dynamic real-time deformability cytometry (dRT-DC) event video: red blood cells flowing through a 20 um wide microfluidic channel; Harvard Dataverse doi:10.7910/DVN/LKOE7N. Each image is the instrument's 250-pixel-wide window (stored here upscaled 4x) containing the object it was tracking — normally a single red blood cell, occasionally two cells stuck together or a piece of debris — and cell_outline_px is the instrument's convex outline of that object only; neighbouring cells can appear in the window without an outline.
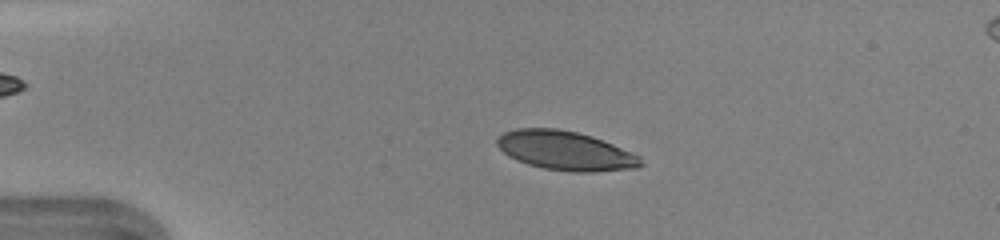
{"species": "human", "species_latin": "Homo sapiens", "temperature_condition": "warm", "stored_images_in_passage": 46, "camera_frame_rate_fps": 3000, "um_per_image_px": 0.085, "donor": {"sex": "female"}, "frame": {"image": 1, "passage_image": 10, "time_ms": 3.0, "image_size_px": [1000, 240], "cell_outline_px": [[644, 164], [636, 168], [592, 172], [572, 172], [544, 168], [528, 164], [516, 160], [508, 156], [496, 144], [496, 136], [504, 132], [516, 128], [556, 128], [576, 132], [592, 136], [612, 144], [640, 156]], "centroid_in_image_um": [48.03, 12.81], "position_along_channel_um": 37.0, "area_um2": 32.77}}
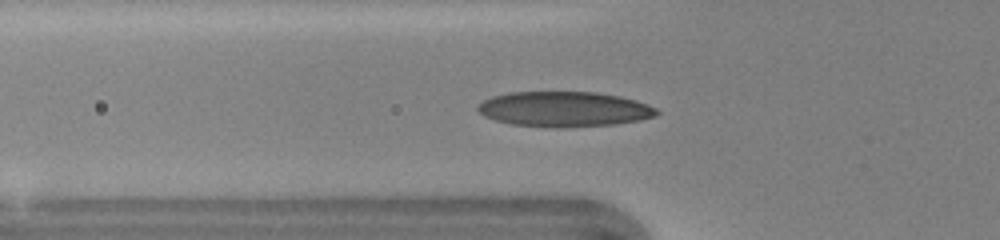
{"frame": {"image": 2, "passage_image": 16, "time_ms": 5.0, "image_size_px": [1000, 240], "cell_outline_px": [[660, 112], [656, 116], [640, 120], [612, 124], [564, 128], [556, 128], [512, 124], [496, 120], [484, 116], [476, 108], [484, 100], [492, 96], [508, 92], [596, 92], [620, 96], [636, 100], [648, 104], [656, 108]], "centroid_in_image_um": [47.98, 9.28], "position_along_channel_um": 77.8, "area_um2": 36.76}}
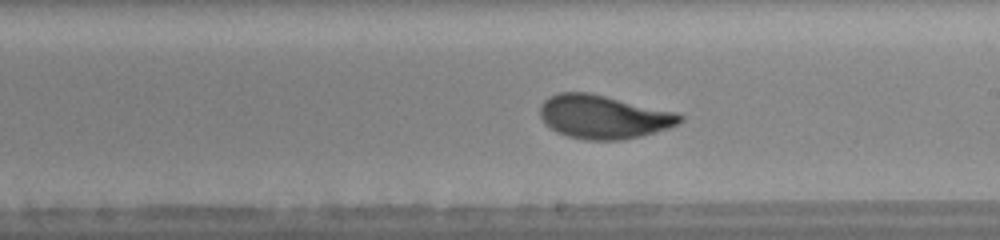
{"frame": {"image": 3, "passage_image": 27, "time_ms": 8.667, "image_size_px": [1000, 240], "cell_outline_px": [[684, 120], [668, 128], [640, 136], [620, 140], [584, 140], [568, 136], [556, 132], [544, 124], [540, 116], [540, 104], [548, 96], [560, 92], [588, 92], [676, 112], [684, 116]], "centroid_in_image_um": [51.25, 9.93], "position_along_channel_um": 237.7, "area_um2": 35.55}, "authors_computed_cell_mechanics": {"area_um2": 34.68, "velocity_mm_per_s": 4.3346, "shape_relaxation_time_tau1_ms": 2.6713, "shape_relaxation_time_tau2_ms": null, "deformation_change_tau1": 0.1562, "deformation_change_tau2": null}}